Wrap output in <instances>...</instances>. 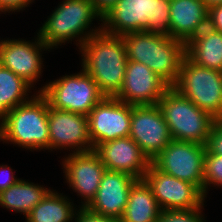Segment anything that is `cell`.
I'll use <instances>...</instances> for the list:
<instances>
[{"label":"cell","mask_w":222,"mask_h":222,"mask_svg":"<svg viewBox=\"0 0 222 222\" xmlns=\"http://www.w3.org/2000/svg\"><path fill=\"white\" fill-rule=\"evenodd\" d=\"M82 69L105 97H115L122 88L128 62L123 37L99 31L80 48Z\"/></svg>","instance_id":"6da1fadb"},{"label":"cell","mask_w":222,"mask_h":222,"mask_svg":"<svg viewBox=\"0 0 222 222\" xmlns=\"http://www.w3.org/2000/svg\"><path fill=\"white\" fill-rule=\"evenodd\" d=\"M129 61L144 64L169 86L177 81L186 56L185 42L168 34L132 32L122 36Z\"/></svg>","instance_id":"7a4b0ae2"},{"label":"cell","mask_w":222,"mask_h":222,"mask_svg":"<svg viewBox=\"0 0 222 222\" xmlns=\"http://www.w3.org/2000/svg\"><path fill=\"white\" fill-rule=\"evenodd\" d=\"M32 96L0 119V140L30 151L49 150L48 100L41 92Z\"/></svg>","instance_id":"3957f363"},{"label":"cell","mask_w":222,"mask_h":222,"mask_svg":"<svg viewBox=\"0 0 222 222\" xmlns=\"http://www.w3.org/2000/svg\"><path fill=\"white\" fill-rule=\"evenodd\" d=\"M101 24L112 35L143 31L170 36V0H118Z\"/></svg>","instance_id":"277c9868"},{"label":"cell","mask_w":222,"mask_h":222,"mask_svg":"<svg viewBox=\"0 0 222 222\" xmlns=\"http://www.w3.org/2000/svg\"><path fill=\"white\" fill-rule=\"evenodd\" d=\"M94 19H100L102 22V16L90 0H63L44 21L38 35L50 49L62 46L66 41L69 43L75 38L76 45L80 49L92 35L102 31V25L91 30Z\"/></svg>","instance_id":"5b68a950"},{"label":"cell","mask_w":222,"mask_h":222,"mask_svg":"<svg viewBox=\"0 0 222 222\" xmlns=\"http://www.w3.org/2000/svg\"><path fill=\"white\" fill-rule=\"evenodd\" d=\"M172 140L207 144L217 119L170 86L157 103Z\"/></svg>","instance_id":"8992f818"},{"label":"cell","mask_w":222,"mask_h":222,"mask_svg":"<svg viewBox=\"0 0 222 222\" xmlns=\"http://www.w3.org/2000/svg\"><path fill=\"white\" fill-rule=\"evenodd\" d=\"M172 87L199 109L222 119V71L199 66L185 56Z\"/></svg>","instance_id":"52a82bcc"},{"label":"cell","mask_w":222,"mask_h":222,"mask_svg":"<svg viewBox=\"0 0 222 222\" xmlns=\"http://www.w3.org/2000/svg\"><path fill=\"white\" fill-rule=\"evenodd\" d=\"M41 92L54 109L88 115L104 98L98 85L83 69L79 73L62 76L48 82Z\"/></svg>","instance_id":"ba28073f"},{"label":"cell","mask_w":222,"mask_h":222,"mask_svg":"<svg viewBox=\"0 0 222 222\" xmlns=\"http://www.w3.org/2000/svg\"><path fill=\"white\" fill-rule=\"evenodd\" d=\"M206 145L171 140L151 163L166 174L195 185L204 195Z\"/></svg>","instance_id":"9c48e42d"},{"label":"cell","mask_w":222,"mask_h":222,"mask_svg":"<svg viewBox=\"0 0 222 222\" xmlns=\"http://www.w3.org/2000/svg\"><path fill=\"white\" fill-rule=\"evenodd\" d=\"M143 180L162 211L197 209L204 205L205 197L195 185L164 173L152 163Z\"/></svg>","instance_id":"30bf717a"},{"label":"cell","mask_w":222,"mask_h":222,"mask_svg":"<svg viewBox=\"0 0 222 222\" xmlns=\"http://www.w3.org/2000/svg\"><path fill=\"white\" fill-rule=\"evenodd\" d=\"M132 104L115 97H105L87 115L89 135L93 150L102 143L130 133Z\"/></svg>","instance_id":"8fae6325"},{"label":"cell","mask_w":222,"mask_h":222,"mask_svg":"<svg viewBox=\"0 0 222 222\" xmlns=\"http://www.w3.org/2000/svg\"><path fill=\"white\" fill-rule=\"evenodd\" d=\"M129 137L150 162L169 144L172 137L157 104L132 105Z\"/></svg>","instance_id":"7c38bea8"},{"label":"cell","mask_w":222,"mask_h":222,"mask_svg":"<svg viewBox=\"0 0 222 222\" xmlns=\"http://www.w3.org/2000/svg\"><path fill=\"white\" fill-rule=\"evenodd\" d=\"M48 126L49 150L73 149V153L93 150L86 115L54 109L48 102Z\"/></svg>","instance_id":"4fadbf2b"},{"label":"cell","mask_w":222,"mask_h":222,"mask_svg":"<svg viewBox=\"0 0 222 222\" xmlns=\"http://www.w3.org/2000/svg\"><path fill=\"white\" fill-rule=\"evenodd\" d=\"M37 38V39H36ZM0 40V65L10 69L34 87L42 74L43 58L42 50L50 51L37 33L34 42L24 39Z\"/></svg>","instance_id":"5bb4252c"},{"label":"cell","mask_w":222,"mask_h":222,"mask_svg":"<svg viewBox=\"0 0 222 222\" xmlns=\"http://www.w3.org/2000/svg\"><path fill=\"white\" fill-rule=\"evenodd\" d=\"M67 184L84 200L87 207L95 198L106 167L94 151L70 153L62 161Z\"/></svg>","instance_id":"9a60e30c"},{"label":"cell","mask_w":222,"mask_h":222,"mask_svg":"<svg viewBox=\"0 0 222 222\" xmlns=\"http://www.w3.org/2000/svg\"><path fill=\"white\" fill-rule=\"evenodd\" d=\"M169 87L144 64L128 60L122 88L115 98L132 105H156Z\"/></svg>","instance_id":"2e32d148"},{"label":"cell","mask_w":222,"mask_h":222,"mask_svg":"<svg viewBox=\"0 0 222 222\" xmlns=\"http://www.w3.org/2000/svg\"><path fill=\"white\" fill-rule=\"evenodd\" d=\"M94 151L106 170L124 172L137 180L143 179L151 163L129 136L99 144Z\"/></svg>","instance_id":"e0dca14e"},{"label":"cell","mask_w":222,"mask_h":222,"mask_svg":"<svg viewBox=\"0 0 222 222\" xmlns=\"http://www.w3.org/2000/svg\"><path fill=\"white\" fill-rule=\"evenodd\" d=\"M136 181L127 173L106 170L97 194L87 208L96 214L120 220L127 206L129 191Z\"/></svg>","instance_id":"ac0fdd59"},{"label":"cell","mask_w":222,"mask_h":222,"mask_svg":"<svg viewBox=\"0 0 222 222\" xmlns=\"http://www.w3.org/2000/svg\"><path fill=\"white\" fill-rule=\"evenodd\" d=\"M208 14L203 0H170V36L186 43L208 26Z\"/></svg>","instance_id":"d6986e66"},{"label":"cell","mask_w":222,"mask_h":222,"mask_svg":"<svg viewBox=\"0 0 222 222\" xmlns=\"http://www.w3.org/2000/svg\"><path fill=\"white\" fill-rule=\"evenodd\" d=\"M185 53L199 66L222 71V33L206 26L185 43Z\"/></svg>","instance_id":"ffe728a7"},{"label":"cell","mask_w":222,"mask_h":222,"mask_svg":"<svg viewBox=\"0 0 222 222\" xmlns=\"http://www.w3.org/2000/svg\"><path fill=\"white\" fill-rule=\"evenodd\" d=\"M161 211L147 183L143 179L137 180L129 191L120 222H157Z\"/></svg>","instance_id":"44dd1931"},{"label":"cell","mask_w":222,"mask_h":222,"mask_svg":"<svg viewBox=\"0 0 222 222\" xmlns=\"http://www.w3.org/2000/svg\"><path fill=\"white\" fill-rule=\"evenodd\" d=\"M50 190L43 185L19 179L0 193V206L26 217Z\"/></svg>","instance_id":"7402d4cb"},{"label":"cell","mask_w":222,"mask_h":222,"mask_svg":"<svg viewBox=\"0 0 222 222\" xmlns=\"http://www.w3.org/2000/svg\"><path fill=\"white\" fill-rule=\"evenodd\" d=\"M77 209L63 193L50 190L25 218L26 222H72Z\"/></svg>","instance_id":"603a6c76"},{"label":"cell","mask_w":222,"mask_h":222,"mask_svg":"<svg viewBox=\"0 0 222 222\" xmlns=\"http://www.w3.org/2000/svg\"><path fill=\"white\" fill-rule=\"evenodd\" d=\"M33 87L10 69L0 65V119L10 110L30 100Z\"/></svg>","instance_id":"cb8c5ba5"},{"label":"cell","mask_w":222,"mask_h":222,"mask_svg":"<svg viewBox=\"0 0 222 222\" xmlns=\"http://www.w3.org/2000/svg\"><path fill=\"white\" fill-rule=\"evenodd\" d=\"M211 184L217 188L222 187V156L211 154L206 150L204 159V197Z\"/></svg>","instance_id":"d4e9b609"},{"label":"cell","mask_w":222,"mask_h":222,"mask_svg":"<svg viewBox=\"0 0 222 222\" xmlns=\"http://www.w3.org/2000/svg\"><path fill=\"white\" fill-rule=\"evenodd\" d=\"M203 205L197 209L164 210L157 222H206L202 214Z\"/></svg>","instance_id":"484cf974"},{"label":"cell","mask_w":222,"mask_h":222,"mask_svg":"<svg viewBox=\"0 0 222 222\" xmlns=\"http://www.w3.org/2000/svg\"><path fill=\"white\" fill-rule=\"evenodd\" d=\"M206 150L211 154L222 156V119L216 120L208 137Z\"/></svg>","instance_id":"4316f807"},{"label":"cell","mask_w":222,"mask_h":222,"mask_svg":"<svg viewBox=\"0 0 222 222\" xmlns=\"http://www.w3.org/2000/svg\"><path fill=\"white\" fill-rule=\"evenodd\" d=\"M76 211L74 221L75 222H120V220L107 217L104 215L96 214L90 211L87 207H78Z\"/></svg>","instance_id":"83f0119b"},{"label":"cell","mask_w":222,"mask_h":222,"mask_svg":"<svg viewBox=\"0 0 222 222\" xmlns=\"http://www.w3.org/2000/svg\"><path fill=\"white\" fill-rule=\"evenodd\" d=\"M34 2V0H0V14L20 12ZM2 12V13H1Z\"/></svg>","instance_id":"f1b7e54d"},{"label":"cell","mask_w":222,"mask_h":222,"mask_svg":"<svg viewBox=\"0 0 222 222\" xmlns=\"http://www.w3.org/2000/svg\"><path fill=\"white\" fill-rule=\"evenodd\" d=\"M208 15V26L222 33V4L211 7Z\"/></svg>","instance_id":"f546056e"},{"label":"cell","mask_w":222,"mask_h":222,"mask_svg":"<svg viewBox=\"0 0 222 222\" xmlns=\"http://www.w3.org/2000/svg\"><path fill=\"white\" fill-rule=\"evenodd\" d=\"M0 173H2V177L0 178V193L14 185L20 179L15 177L13 170L7 165H0Z\"/></svg>","instance_id":"4dcf8cb0"},{"label":"cell","mask_w":222,"mask_h":222,"mask_svg":"<svg viewBox=\"0 0 222 222\" xmlns=\"http://www.w3.org/2000/svg\"><path fill=\"white\" fill-rule=\"evenodd\" d=\"M94 5L97 12L103 17L108 11H110L118 0H90Z\"/></svg>","instance_id":"1f68e13d"},{"label":"cell","mask_w":222,"mask_h":222,"mask_svg":"<svg viewBox=\"0 0 222 222\" xmlns=\"http://www.w3.org/2000/svg\"><path fill=\"white\" fill-rule=\"evenodd\" d=\"M208 9L211 7L222 4V0H203Z\"/></svg>","instance_id":"d6a6232c"}]
</instances>
